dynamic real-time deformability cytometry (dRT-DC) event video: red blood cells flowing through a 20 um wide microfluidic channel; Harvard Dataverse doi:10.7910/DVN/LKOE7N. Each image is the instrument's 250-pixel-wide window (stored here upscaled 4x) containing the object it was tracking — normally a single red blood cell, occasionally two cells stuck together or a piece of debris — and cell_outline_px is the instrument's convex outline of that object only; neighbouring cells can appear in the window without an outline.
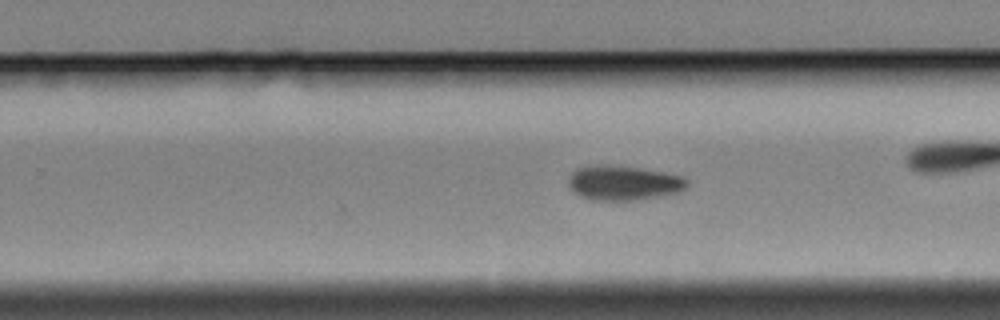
{"species": "Egyptian fruit bat (a non-hibernating species)", "species_latin": "Rousettus aegyptiacus", "temperature_condition": "cold", "stored_images_in_passage": 57, "camera_frame_rate_fps": 3000, "um_per_image_px": 0.085, "animal": {"sex": "female"}, "frame": {"image": 1, "passage_image": 33, "time_ms": 10.667, "image_size_px": [1000, 320], "cell_outline_px": [[688, 188], [680, 192], [636, 200], [592, 200], [580, 196], [568, 184], [568, 176], [576, 168], [608, 164], [640, 168], [664, 172], [680, 176], [688, 180]], "centroid_in_image_um": [53.01, 15.54], "position_along_channel_um": 276.8, "area_um2": 23.93}}
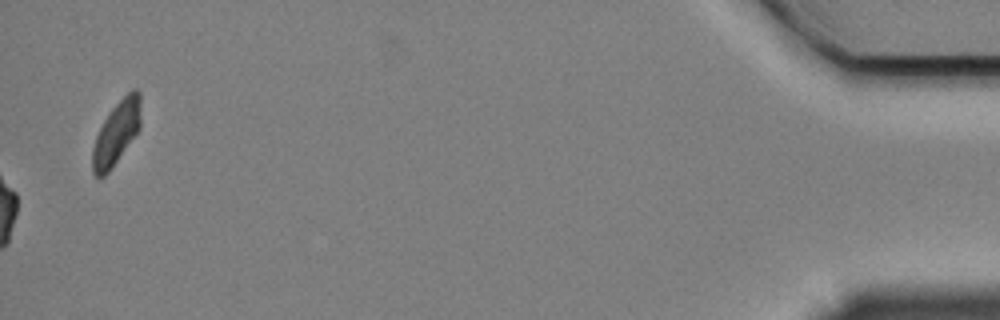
{"frame": {"image": 2, "passage_image": 57, "time_ms": 18.667, "image_size_px": [1000, 320], "cell_outline_px": [[140, 128], [112, 168], [104, 176], [96, 176], [92, 172], [92, 148], [96, 136], [104, 120], [112, 108], [132, 88], [136, 88], [140, 92]], "centroid_in_image_um": [9.89, 11.29], "position_along_channel_um": 425.3, "area_um2": 17.69}, "authors_computed_cell_mechanics": {"area_um2": 22.542, "velocity_mm_per_s": 3.3319, "shape_relaxation_time_tau1_ms": 4.2424, "shape_relaxation_time_tau2_ms": null, "deformation_change_tau1": 0.1247, "deformation_change_tau2": null}}